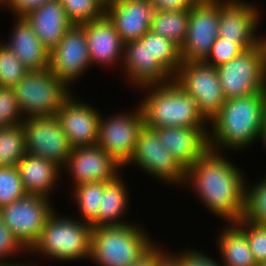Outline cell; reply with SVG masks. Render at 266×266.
<instances>
[{"mask_svg":"<svg viewBox=\"0 0 266 266\" xmlns=\"http://www.w3.org/2000/svg\"><path fill=\"white\" fill-rule=\"evenodd\" d=\"M234 164L208 149L185 171V181L205 205L218 217L237 223L244 212L245 184L243 175Z\"/></svg>","mask_w":266,"mask_h":266,"instance_id":"cell-1","label":"cell"},{"mask_svg":"<svg viewBox=\"0 0 266 266\" xmlns=\"http://www.w3.org/2000/svg\"><path fill=\"white\" fill-rule=\"evenodd\" d=\"M265 109L266 92L227 99L219 113L211 120L213 132L208 133L209 149L215 152L223 146L225 149H239L248 147L256 139L262 140Z\"/></svg>","mask_w":266,"mask_h":266,"instance_id":"cell-2","label":"cell"},{"mask_svg":"<svg viewBox=\"0 0 266 266\" xmlns=\"http://www.w3.org/2000/svg\"><path fill=\"white\" fill-rule=\"evenodd\" d=\"M146 88L152 91L139 105L146 127H197L206 130L204 123L207 122L199 113L196 98L174 80L144 86Z\"/></svg>","mask_w":266,"mask_h":266,"instance_id":"cell-3","label":"cell"},{"mask_svg":"<svg viewBox=\"0 0 266 266\" xmlns=\"http://www.w3.org/2000/svg\"><path fill=\"white\" fill-rule=\"evenodd\" d=\"M145 233L129 223L95 227L90 259L100 266H130L154 245Z\"/></svg>","mask_w":266,"mask_h":266,"instance_id":"cell-4","label":"cell"},{"mask_svg":"<svg viewBox=\"0 0 266 266\" xmlns=\"http://www.w3.org/2000/svg\"><path fill=\"white\" fill-rule=\"evenodd\" d=\"M53 213L31 251L60 260H77L91 256L92 226L85 221L56 217Z\"/></svg>","mask_w":266,"mask_h":266,"instance_id":"cell-5","label":"cell"},{"mask_svg":"<svg viewBox=\"0 0 266 266\" xmlns=\"http://www.w3.org/2000/svg\"><path fill=\"white\" fill-rule=\"evenodd\" d=\"M67 88L50 69H44L29 71L11 89L25 118H31L56 115L70 97Z\"/></svg>","mask_w":266,"mask_h":266,"instance_id":"cell-6","label":"cell"},{"mask_svg":"<svg viewBox=\"0 0 266 266\" xmlns=\"http://www.w3.org/2000/svg\"><path fill=\"white\" fill-rule=\"evenodd\" d=\"M173 80L196 98L206 122H211L226 101L217 69L204 61L182 62Z\"/></svg>","mask_w":266,"mask_h":266,"instance_id":"cell-7","label":"cell"},{"mask_svg":"<svg viewBox=\"0 0 266 266\" xmlns=\"http://www.w3.org/2000/svg\"><path fill=\"white\" fill-rule=\"evenodd\" d=\"M49 197L26 194L24 197L0 208V217L15 238L26 249L38 241L47 219L53 213Z\"/></svg>","mask_w":266,"mask_h":266,"instance_id":"cell-8","label":"cell"},{"mask_svg":"<svg viewBox=\"0 0 266 266\" xmlns=\"http://www.w3.org/2000/svg\"><path fill=\"white\" fill-rule=\"evenodd\" d=\"M22 125L26 153L65 166L71 147L56 115L25 118Z\"/></svg>","mask_w":266,"mask_h":266,"instance_id":"cell-9","label":"cell"},{"mask_svg":"<svg viewBox=\"0 0 266 266\" xmlns=\"http://www.w3.org/2000/svg\"><path fill=\"white\" fill-rule=\"evenodd\" d=\"M219 2L191 5L187 35L180 47L182 62L204 61L218 38Z\"/></svg>","mask_w":266,"mask_h":266,"instance_id":"cell-10","label":"cell"},{"mask_svg":"<svg viewBox=\"0 0 266 266\" xmlns=\"http://www.w3.org/2000/svg\"><path fill=\"white\" fill-rule=\"evenodd\" d=\"M144 126L140 106L134 113L100 118L97 145L103 148L121 166L127 165L132 158L139 132Z\"/></svg>","mask_w":266,"mask_h":266,"instance_id":"cell-11","label":"cell"},{"mask_svg":"<svg viewBox=\"0 0 266 266\" xmlns=\"http://www.w3.org/2000/svg\"><path fill=\"white\" fill-rule=\"evenodd\" d=\"M216 69L226 100L266 92L256 47L243 51Z\"/></svg>","mask_w":266,"mask_h":266,"instance_id":"cell-12","label":"cell"},{"mask_svg":"<svg viewBox=\"0 0 266 266\" xmlns=\"http://www.w3.org/2000/svg\"><path fill=\"white\" fill-rule=\"evenodd\" d=\"M132 162L158 179L176 184L185 182L186 170L165 149L156 131L145 125L139 132L135 152L128 163Z\"/></svg>","mask_w":266,"mask_h":266,"instance_id":"cell-13","label":"cell"},{"mask_svg":"<svg viewBox=\"0 0 266 266\" xmlns=\"http://www.w3.org/2000/svg\"><path fill=\"white\" fill-rule=\"evenodd\" d=\"M90 54L85 29L72 25L50 51V71L69 85L90 67Z\"/></svg>","mask_w":266,"mask_h":266,"instance_id":"cell-14","label":"cell"},{"mask_svg":"<svg viewBox=\"0 0 266 266\" xmlns=\"http://www.w3.org/2000/svg\"><path fill=\"white\" fill-rule=\"evenodd\" d=\"M259 19L257 8L247 2L241 0L219 2V37L238 43L244 50L254 48Z\"/></svg>","mask_w":266,"mask_h":266,"instance_id":"cell-15","label":"cell"},{"mask_svg":"<svg viewBox=\"0 0 266 266\" xmlns=\"http://www.w3.org/2000/svg\"><path fill=\"white\" fill-rule=\"evenodd\" d=\"M66 166L69 167L75 186L89 182L114 180L121 165L99 145L71 148Z\"/></svg>","mask_w":266,"mask_h":266,"instance_id":"cell-16","label":"cell"},{"mask_svg":"<svg viewBox=\"0 0 266 266\" xmlns=\"http://www.w3.org/2000/svg\"><path fill=\"white\" fill-rule=\"evenodd\" d=\"M70 96L56 113L71 148L97 145L101 115Z\"/></svg>","mask_w":266,"mask_h":266,"instance_id":"cell-17","label":"cell"},{"mask_svg":"<svg viewBox=\"0 0 266 266\" xmlns=\"http://www.w3.org/2000/svg\"><path fill=\"white\" fill-rule=\"evenodd\" d=\"M154 8L150 0H108L105 14L123 43L140 39L151 29Z\"/></svg>","mask_w":266,"mask_h":266,"instance_id":"cell-18","label":"cell"},{"mask_svg":"<svg viewBox=\"0 0 266 266\" xmlns=\"http://www.w3.org/2000/svg\"><path fill=\"white\" fill-rule=\"evenodd\" d=\"M123 63L128 77L137 86L165 84L172 75L151 55L148 48V31L138 40L124 43ZM171 76V77H170Z\"/></svg>","mask_w":266,"mask_h":266,"instance_id":"cell-19","label":"cell"},{"mask_svg":"<svg viewBox=\"0 0 266 266\" xmlns=\"http://www.w3.org/2000/svg\"><path fill=\"white\" fill-rule=\"evenodd\" d=\"M165 149L186 170L208 149V132L197 127L153 128Z\"/></svg>","mask_w":266,"mask_h":266,"instance_id":"cell-20","label":"cell"},{"mask_svg":"<svg viewBox=\"0 0 266 266\" xmlns=\"http://www.w3.org/2000/svg\"><path fill=\"white\" fill-rule=\"evenodd\" d=\"M81 26L85 29L91 64L106 66L123 61L124 43L106 14Z\"/></svg>","mask_w":266,"mask_h":266,"instance_id":"cell-21","label":"cell"},{"mask_svg":"<svg viewBox=\"0 0 266 266\" xmlns=\"http://www.w3.org/2000/svg\"><path fill=\"white\" fill-rule=\"evenodd\" d=\"M39 40L51 51L73 25L60 0H48L23 16Z\"/></svg>","mask_w":266,"mask_h":266,"instance_id":"cell-22","label":"cell"},{"mask_svg":"<svg viewBox=\"0 0 266 266\" xmlns=\"http://www.w3.org/2000/svg\"><path fill=\"white\" fill-rule=\"evenodd\" d=\"M5 45L29 71L49 69L50 51L23 16H17L10 41Z\"/></svg>","mask_w":266,"mask_h":266,"instance_id":"cell-23","label":"cell"},{"mask_svg":"<svg viewBox=\"0 0 266 266\" xmlns=\"http://www.w3.org/2000/svg\"><path fill=\"white\" fill-rule=\"evenodd\" d=\"M24 191L48 197L54 187L61 166L49 159L33 156L28 153L17 164ZM60 168V170H59Z\"/></svg>","mask_w":266,"mask_h":266,"instance_id":"cell-24","label":"cell"},{"mask_svg":"<svg viewBox=\"0 0 266 266\" xmlns=\"http://www.w3.org/2000/svg\"><path fill=\"white\" fill-rule=\"evenodd\" d=\"M219 248L224 258L222 266H257L246 233L236 224L223 230L219 236Z\"/></svg>","mask_w":266,"mask_h":266,"instance_id":"cell-25","label":"cell"},{"mask_svg":"<svg viewBox=\"0 0 266 266\" xmlns=\"http://www.w3.org/2000/svg\"><path fill=\"white\" fill-rule=\"evenodd\" d=\"M127 190L120 176L104 182V193L98 216L90 223L92 228L104 225H123L118 221L128 204ZM118 218V219H117Z\"/></svg>","mask_w":266,"mask_h":266,"instance_id":"cell-26","label":"cell"},{"mask_svg":"<svg viewBox=\"0 0 266 266\" xmlns=\"http://www.w3.org/2000/svg\"><path fill=\"white\" fill-rule=\"evenodd\" d=\"M188 21L189 9L181 11H155L150 30L181 47L187 35Z\"/></svg>","mask_w":266,"mask_h":266,"instance_id":"cell-27","label":"cell"},{"mask_svg":"<svg viewBox=\"0 0 266 266\" xmlns=\"http://www.w3.org/2000/svg\"><path fill=\"white\" fill-rule=\"evenodd\" d=\"M26 155L22 123L0 128V167L17 166Z\"/></svg>","mask_w":266,"mask_h":266,"instance_id":"cell-28","label":"cell"},{"mask_svg":"<svg viewBox=\"0 0 266 266\" xmlns=\"http://www.w3.org/2000/svg\"><path fill=\"white\" fill-rule=\"evenodd\" d=\"M148 48L153 57L174 77L182 63L180 47L173 41L148 31Z\"/></svg>","mask_w":266,"mask_h":266,"instance_id":"cell-29","label":"cell"},{"mask_svg":"<svg viewBox=\"0 0 266 266\" xmlns=\"http://www.w3.org/2000/svg\"><path fill=\"white\" fill-rule=\"evenodd\" d=\"M74 197L78 203L81 217L91 223L99 214L104 193V182H89L75 186Z\"/></svg>","mask_w":266,"mask_h":266,"instance_id":"cell-30","label":"cell"},{"mask_svg":"<svg viewBox=\"0 0 266 266\" xmlns=\"http://www.w3.org/2000/svg\"><path fill=\"white\" fill-rule=\"evenodd\" d=\"M69 21L82 25L105 14V0H60Z\"/></svg>","mask_w":266,"mask_h":266,"instance_id":"cell-31","label":"cell"},{"mask_svg":"<svg viewBox=\"0 0 266 266\" xmlns=\"http://www.w3.org/2000/svg\"><path fill=\"white\" fill-rule=\"evenodd\" d=\"M243 220L266 225V179L252 189L245 187Z\"/></svg>","mask_w":266,"mask_h":266,"instance_id":"cell-32","label":"cell"},{"mask_svg":"<svg viewBox=\"0 0 266 266\" xmlns=\"http://www.w3.org/2000/svg\"><path fill=\"white\" fill-rule=\"evenodd\" d=\"M29 72L15 54L0 44V87L12 88Z\"/></svg>","mask_w":266,"mask_h":266,"instance_id":"cell-33","label":"cell"},{"mask_svg":"<svg viewBox=\"0 0 266 266\" xmlns=\"http://www.w3.org/2000/svg\"><path fill=\"white\" fill-rule=\"evenodd\" d=\"M26 194L17 166L0 167V208Z\"/></svg>","mask_w":266,"mask_h":266,"instance_id":"cell-34","label":"cell"},{"mask_svg":"<svg viewBox=\"0 0 266 266\" xmlns=\"http://www.w3.org/2000/svg\"><path fill=\"white\" fill-rule=\"evenodd\" d=\"M247 235L254 259L259 264L266 261V225L240 219L236 223Z\"/></svg>","mask_w":266,"mask_h":266,"instance_id":"cell-35","label":"cell"},{"mask_svg":"<svg viewBox=\"0 0 266 266\" xmlns=\"http://www.w3.org/2000/svg\"><path fill=\"white\" fill-rule=\"evenodd\" d=\"M21 115V116H20ZM23 116L11 88L0 87V128L23 122Z\"/></svg>","mask_w":266,"mask_h":266,"instance_id":"cell-36","label":"cell"},{"mask_svg":"<svg viewBox=\"0 0 266 266\" xmlns=\"http://www.w3.org/2000/svg\"><path fill=\"white\" fill-rule=\"evenodd\" d=\"M243 51L245 50L238 43L218 36L204 62L217 68L239 56Z\"/></svg>","mask_w":266,"mask_h":266,"instance_id":"cell-37","label":"cell"},{"mask_svg":"<svg viewBox=\"0 0 266 266\" xmlns=\"http://www.w3.org/2000/svg\"><path fill=\"white\" fill-rule=\"evenodd\" d=\"M24 249V250H23ZM27 251L20 242L15 238L9 228L5 225L2 218L0 217V258L3 259L8 255L15 254L19 251ZM0 259V266L15 265L11 262H3ZM3 262V263H2Z\"/></svg>","mask_w":266,"mask_h":266,"instance_id":"cell-38","label":"cell"},{"mask_svg":"<svg viewBox=\"0 0 266 266\" xmlns=\"http://www.w3.org/2000/svg\"><path fill=\"white\" fill-rule=\"evenodd\" d=\"M176 256L180 259L182 266H222L210 256L194 250H188Z\"/></svg>","mask_w":266,"mask_h":266,"instance_id":"cell-39","label":"cell"},{"mask_svg":"<svg viewBox=\"0 0 266 266\" xmlns=\"http://www.w3.org/2000/svg\"><path fill=\"white\" fill-rule=\"evenodd\" d=\"M48 0H4L3 5L10 7L17 16H24L30 10L40 7Z\"/></svg>","mask_w":266,"mask_h":266,"instance_id":"cell-40","label":"cell"},{"mask_svg":"<svg viewBox=\"0 0 266 266\" xmlns=\"http://www.w3.org/2000/svg\"><path fill=\"white\" fill-rule=\"evenodd\" d=\"M154 11H181L190 9L191 3L188 0H150Z\"/></svg>","mask_w":266,"mask_h":266,"instance_id":"cell-41","label":"cell"},{"mask_svg":"<svg viewBox=\"0 0 266 266\" xmlns=\"http://www.w3.org/2000/svg\"><path fill=\"white\" fill-rule=\"evenodd\" d=\"M163 255V251L154 244L145 254L134 261L130 266H157L159 259Z\"/></svg>","mask_w":266,"mask_h":266,"instance_id":"cell-42","label":"cell"},{"mask_svg":"<svg viewBox=\"0 0 266 266\" xmlns=\"http://www.w3.org/2000/svg\"><path fill=\"white\" fill-rule=\"evenodd\" d=\"M256 49L259 54L260 59V69L262 73L263 80L266 83V37L258 38L256 41Z\"/></svg>","mask_w":266,"mask_h":266,"instance_id":"cell-43","label":"cell"},{"mask_svg":"<svg viewBox=\"0 0 266 266\" xmlns=\"http://www.w3.org/2000/svg\"><path fill=\"white\" fill-rule=\"evenodd\" d=\"M164 253L165 254L159 259L157 266H182V263L177 256L168 255L167 252Z\"/></svg>","mask_w":266,"mask_h":266,"instance_id":"cell-44","label":"cell"},{"mask_svg":"<svg viewBox=\"0 0 266 266\" xmlns=\"http://www.w3.org/2000/svg\"><path fill=\"white\" fill-rule=\"evenodd\" d=\"M192 5L206 3L207 0H188Z\"/></svg>","mask_w":266,"mask_h":266,"instance_id":"cell-45","label":"cell"},{"mask_svg":"<svg viewBox=\"0 0 266 266\" xmlns=\"http://www.w3.org/2000/svg\"><path fill=\"white\" fill-rule=\"evenodd\" d=\"M262 143H264V145L266 146V109H265V130H264Z\"/></svg>","mask_w":266,"mask_h":266,"instance_id":"cell-46","label":"cell"},{"mask_svg":"<svg viewBox=\"0 0 266 266\" xmlns=\"http://www.w3.org/2000/svg\"><path fill=\"white\" fill-rule=\"evenodd\" d=\"M257 266H266V261L265 262H260Z\"/></svg>","mask_w":266,"mask_h":266,"instance_id":"cell-47","label":"cell"},{"mask_svg":"<svg viewBox=\"0 0 266 266\" xmlns=\"http://www.w3.org/2000/svg\"><path fill=\"white\" fill-rule=\"evenodd\" d=\"M207 2H216V3H218V2H222V1H220V0H207Z\"/></svg>","mask_w":266,"mask_h":266,"instance_id":"cell-48","label":"cell"},{"mask_svg":"<svg viewBox=\"0 0 266 266\" xmlns=\"http://www.w3.org/2000/svg\"><path fill=\"white\" fill-rule=\"evenodd\" d=\"M3 2H4V0H0V5H1V6L3 5Z\"/></svg>","mask_w":266,"mask_h":266,"instance_id":"cell-49","label":"cell"}]
</instances>
